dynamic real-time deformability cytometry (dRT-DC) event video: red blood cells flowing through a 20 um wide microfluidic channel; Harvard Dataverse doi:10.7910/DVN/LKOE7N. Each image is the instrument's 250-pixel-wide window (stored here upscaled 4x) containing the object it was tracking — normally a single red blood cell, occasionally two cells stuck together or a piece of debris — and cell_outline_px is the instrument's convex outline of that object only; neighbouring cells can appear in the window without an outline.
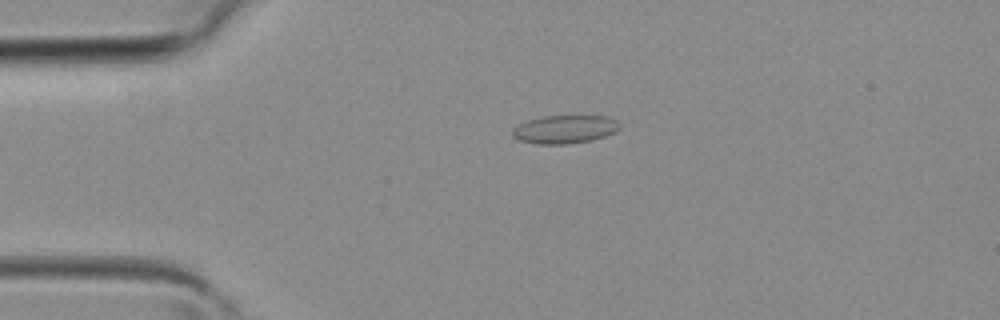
{"species": "common noctule bat (a hibernating species)", "species_latin": "Nyctalus noctula", "temperature_condition": "room temperature", "stored_images_in_passage": 3, "camera_frame_rate_fps": 3000, "um_per_image_px": 0.085, "animal": {"sex": "female", "body_mass_g": 19.3, "forearm_length_mm": 54.1}, "frame": {"image": 1, "passage_image": 3, "time_ms": 0.667, "image_size_px": [1000, 320], "cell_outline_px": [[620, 128], [616, 132], [592, 140], [568, 144], [536, 144], [520, 140], [512, 136], [512, 128], [528, 120], [544, 116], [608, 116], [616, 120], [620, 124]], "centroid_in_image_um": [48.02, 10.99], "position_along_channel_um": 37.0, "area_um2": 17.69}}